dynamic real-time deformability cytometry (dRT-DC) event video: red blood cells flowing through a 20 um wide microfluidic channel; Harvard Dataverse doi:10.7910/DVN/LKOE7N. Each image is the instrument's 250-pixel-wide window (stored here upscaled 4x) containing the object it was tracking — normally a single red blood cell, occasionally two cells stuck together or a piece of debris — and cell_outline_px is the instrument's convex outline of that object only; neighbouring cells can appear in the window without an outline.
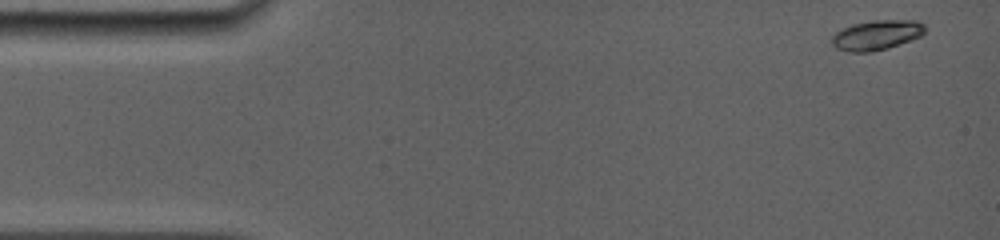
{"species": "common noctule bat (a hibernating species)", "species_latin": "Nyctalus noctula", "temperature_condition": "room temperature", "stored_images_in_passage": 36, "camera_frame_rate_fps": 5000, "um_per_image_px": 0.085, "animal": {"sex": "female", "body_mass_g": 19.0, "forearm_length_mm": 56.7}, "frame": {"image": 1, "passage_image": 1, "time_ms": 0.0, "image_size_px": [1000, 240], "cell_outline_px": [[924, 32], [920, 36], [888, 48], [872, 52], [848, 52], [836, 48], [832, 44], [832, 36], [836, 32], [852, 24], [872, 20], [916, 20], [924, 24]], "centroid_in_image_um": [74.49, 2.98], "position_along_channel_um": 10.5, "area_um2": 16.13}}
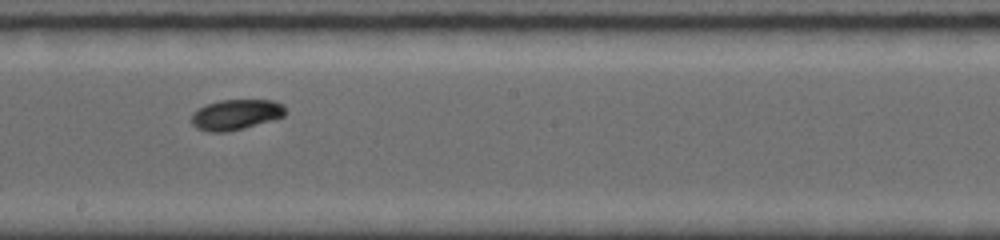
{"frame": {"image": 2, "passage_image": 16, "time_ms": 8.4, "image_size_px": [1000, 240], "cell_outline_px": [[284, 116], [272, 120], [244, 128], [228, 132], [208, 132], [196, 128], [188, 120], [192, 112], [204, 104], [220, 100], [272, 100], [284, 104]], "centroid_in_image_um": [19.97, 9.74], "position_along_channel_um": 228.2, "area_um2": 16.94}}
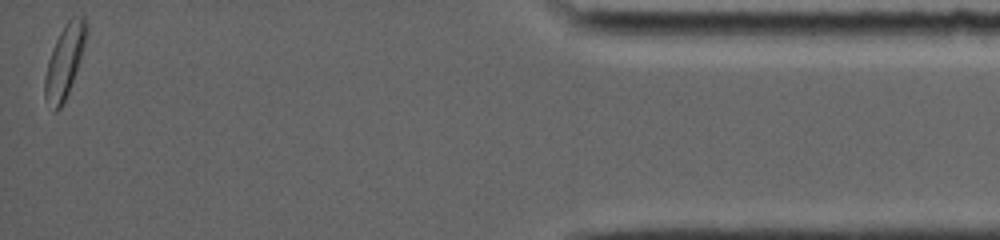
{"frame": {"image": 3, "passage_image": 36, "time_ms": 15.2, "image_size_px": [1000, 240], "cell_outline_px": [[88, 32], [80, 60], [68, 92], [60, 108], [56, 112], [52, 112], [44, 96], [44, 76], [48, 60], [52, 48], [60, 32], [68, 20], [72, 16], [84, 16], [88, 24]], "centroid_in_image_um": [5.48, 5.2], "position_along_channel_um": 429.7, "area_um2": 17.63}, "authors_computed_cell_mechanics": {"area_um2": 16.473, "velocity_mm_per_s": 3.9236, "shape_relaxation_time_tau1_ms": 2.3479, "shape_relaxation_time_tau2_ms": null, "deformation_change_tau1": 0.0865, "deformation_change_tau2": null}}